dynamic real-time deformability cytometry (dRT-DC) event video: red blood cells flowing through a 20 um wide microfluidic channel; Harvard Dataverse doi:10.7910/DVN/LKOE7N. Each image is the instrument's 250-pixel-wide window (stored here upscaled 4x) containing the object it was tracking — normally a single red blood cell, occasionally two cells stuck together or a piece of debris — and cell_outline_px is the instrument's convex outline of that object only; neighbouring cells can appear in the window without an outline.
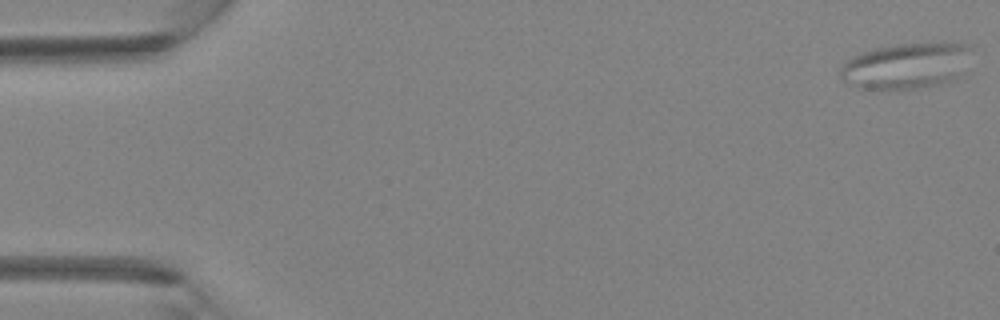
{"species": "Egyptian fruit bat (a non-hibernating species)", "species_latin": "Rousettus aegyptiacus", "temperature_condition": "room temperature", "stored_images_in_passage": 5, "camera_frame_rate_fps": 3000, "um_per_image_px": 0.085, "animal": {"sex": "female"}, "frame": {"image": 1, "passage_image": 1, "time_ms": 0.0, "image_size_px": [1000, 320], "cell_outline_px": [[972, 48], [960, 76], [956, 80], [944, 84], [920, 88], [860, 88], [844, 80], [840, 76], [840, 68], [848, 60], [864, 52], [876, 48], [900, 44], [972, 44]], "centroid_in_image_um": [77.08, 5.61], "position_along_channel_um": 7.9, "area_um2": 34.39}}
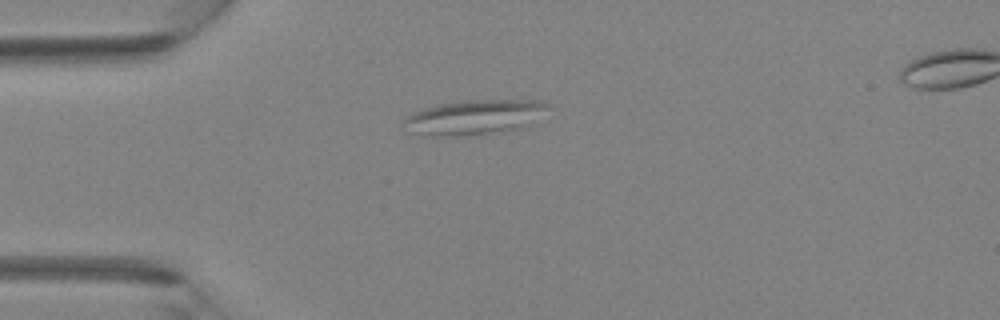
{"frame": {"image": 2, "passage_image": 4, "time_ms": 1.0, "image_size_px": [1000, 320], "cell_outline_px": [[548, 104], [520, 128], [488, 132], [452, 136], [436, 136], [412, 132], [404, 120], [408, 116], [424, 108], [440, 104], [464, 100], [544, 100]], "centroid_in_image_um": [40.24, 9.93], "position_along_channel_um": 44.8, "area_um2": 27.57}}